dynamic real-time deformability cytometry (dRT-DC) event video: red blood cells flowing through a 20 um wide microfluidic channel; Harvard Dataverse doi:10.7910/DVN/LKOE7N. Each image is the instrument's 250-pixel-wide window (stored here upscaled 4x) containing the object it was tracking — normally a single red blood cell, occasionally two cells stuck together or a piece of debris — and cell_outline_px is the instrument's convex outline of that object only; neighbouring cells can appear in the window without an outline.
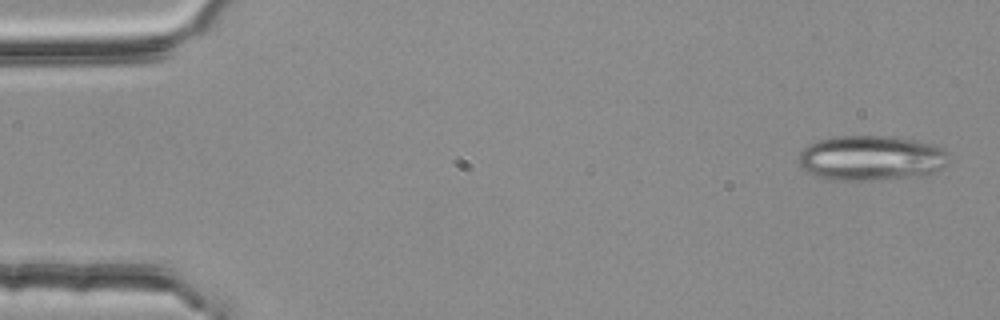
{"species": "common noctule bat (a hibernating species)", "species_latin": "Nyctalus noctula", "temperature_condition": "room temperature", "stored_images_in_passage": 4, "camera_frame_rate_fps": 3000, "um_per_image_px": 0.085, "animal": {"sex": "female", "body_mass_g": 25.1}, "frame": {"image": 1, "passage_image": 1, "time_ms": 0.0, "image_size_px": [1000, 320], "cell_outline_px": [[948, 156], [944, 164], [936, 172], [880, 180], [824, 180], [800, 168], [800, 152], [808, 144], [832, 136], [892, 136], [916, 140], [940, 148], [948, 152]], "centroid_in_image_um": [73.97, 13.43], "position_along_channel_um": 11.0, "area_um2": 39.19}}